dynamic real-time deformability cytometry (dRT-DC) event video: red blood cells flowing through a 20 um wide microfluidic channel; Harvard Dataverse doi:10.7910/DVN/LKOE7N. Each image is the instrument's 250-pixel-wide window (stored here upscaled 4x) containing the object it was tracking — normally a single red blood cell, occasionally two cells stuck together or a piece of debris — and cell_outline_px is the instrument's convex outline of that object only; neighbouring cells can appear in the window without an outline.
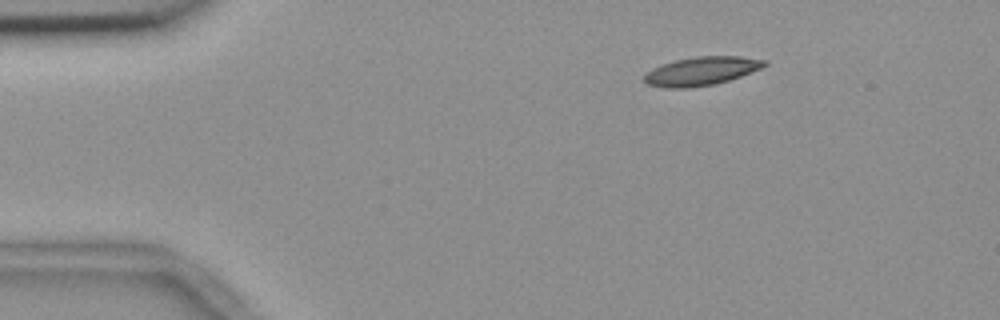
{"species": "common noctule bat (a hibernating species)", "species_latin": "Nyctalus noctula", "temperature_condition": "room temperature", "stored_images_in_passage": 2, "camera_frame_rate_fps": 3000, "um_per_image_px": 0.085, "animal": {"sex": "female", "body_mass_g": 18.4}, "frame": {"image": 1, "passage_image": 1, "time_ms": 0.0, "image_size_px": [1000, 320], "cell_outline_px": [[768, 64], [760, 68], [740, 76], [716, 84], [688, 88], [664, 88], [648, 84], [644, 80], [644, 76], [652, 68], [676, 60], [696, 56], [740, 56], [768, 60]], "centroid_in_image_um": [59.63, 6.04], "position_along_channel_um": 25.4, "area_um2": 19.88}}